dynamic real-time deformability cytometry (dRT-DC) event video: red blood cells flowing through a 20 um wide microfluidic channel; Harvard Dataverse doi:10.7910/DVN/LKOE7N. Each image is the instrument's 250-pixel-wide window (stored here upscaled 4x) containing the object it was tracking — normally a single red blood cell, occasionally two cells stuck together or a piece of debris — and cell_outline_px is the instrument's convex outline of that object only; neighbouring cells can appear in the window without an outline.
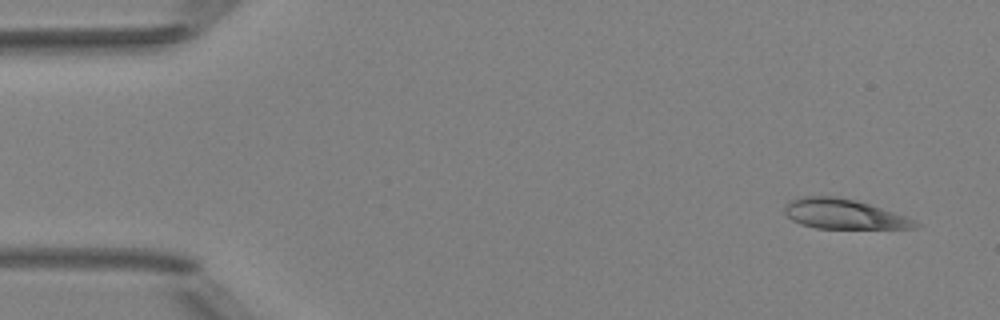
{"species": "Egyptian fruit bat (a non-hibernating species)", "species_latin": "Rousettus aegyptiacus", "temperature_condition": "room temperature", "stored_images_in_passage": 4, "camera_frame_rate_fps": 3000, "um_per_image_px": 0.085, "animal": {"sex": "female"}, "frame": {"image": 1, "passage_image": 1, "time_ms": 0.0, "image_size_px": [1000, 320], "cell_outline_px": [[920, 224], [916, 228], [816, 228], [800, 224], [792, 220], [784, 212], [784, 208], [788, 200], [796, 196], [836, 196], [856, 200], [916, 220]], "centroid_in_image_um": [71.65, 18.18], "position_along_channel_um": 13.3, "area_um2": 22.66}}
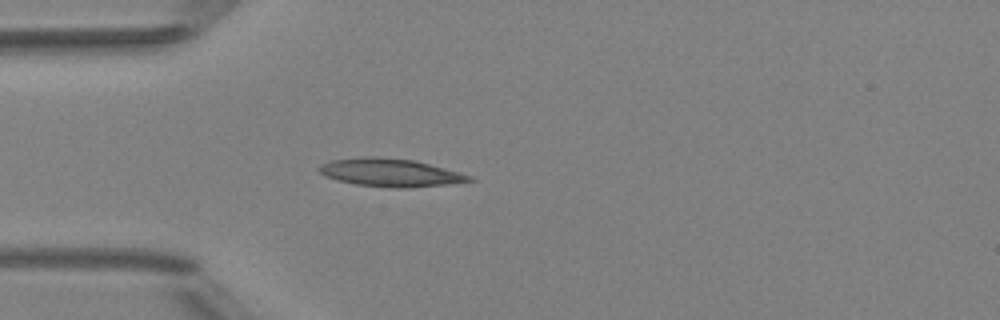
{"frame": {"image": 2, "passage_image": 4, "time_ms": 3.667, "image_size_px": [1000, 320], "cell_outline_px": [[476, 180], [448, 184], [408, 188], [396, 188], [356, 184], [336, 180], [324, 176], [316, 168], [320, 164], [328, 160], [360, 156], [376, 156], [412, 160], [460, 172], [472, 176]], "centroid_in_image_um": [33.11, 14.66], "position_along_channel_um": 51.9, "area_um2": 24.68}}